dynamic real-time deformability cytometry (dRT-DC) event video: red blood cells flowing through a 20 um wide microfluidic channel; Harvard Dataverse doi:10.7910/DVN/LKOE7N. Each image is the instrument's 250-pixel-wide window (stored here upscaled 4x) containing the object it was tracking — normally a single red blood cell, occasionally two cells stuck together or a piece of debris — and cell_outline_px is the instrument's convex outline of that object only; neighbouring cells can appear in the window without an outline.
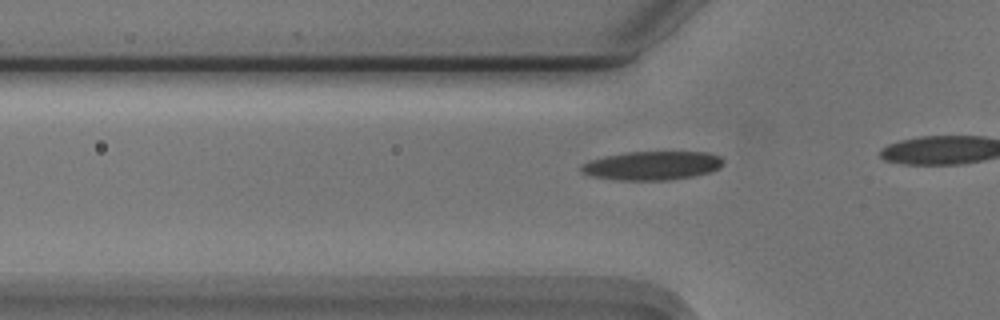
{"species": "Egyptian fruit bat (a non-hibernating species)", "species_latin": "Rousettus aegyptiacus", "temperature_condition": "cold", "stored_images_in_passage": 17, "camera_frame_rate_fps": 3000, "um_per_image_px": 0.085, "animal": {"sex": "male"}, "frame": {"image": 1, "passage_image": 12, "time_ms": 3.667, "image_size_px": [1000, 320], "cell_outline_px": [[724, 164], [720, 168], [712, 172], [692, 176], [668, 180], [616, 180], [592, 176], [580, 172], [580, 164], [588, 160], [604, 156], [628, 152], [708, 152], [720, 156], [724, 160]], "centroid_in_image_um": [55.42, 14.07], "position_along_channel_um": 70.4, "area_um2": 24.1}}